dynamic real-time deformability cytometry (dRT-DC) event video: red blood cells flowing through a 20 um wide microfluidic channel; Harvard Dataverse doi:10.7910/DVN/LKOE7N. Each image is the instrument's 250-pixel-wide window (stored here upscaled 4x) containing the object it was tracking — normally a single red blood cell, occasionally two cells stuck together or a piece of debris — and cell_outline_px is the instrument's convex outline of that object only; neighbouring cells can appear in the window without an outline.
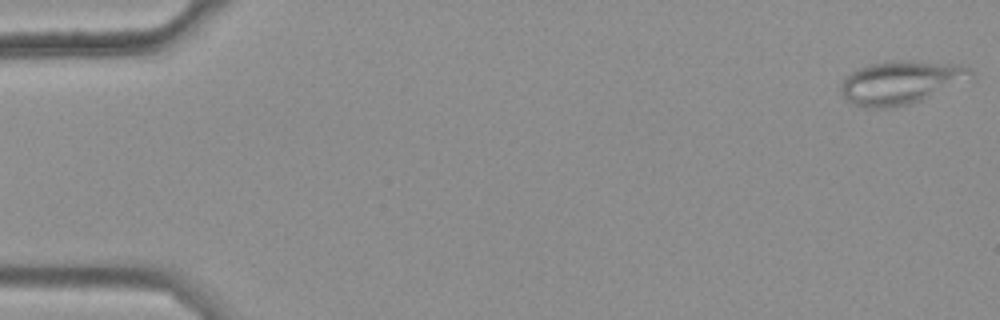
{"species": "common noctule bat (a hibernating species)", "species_latin": "Nyctalus noctula", "temperature_condition": "warm", "stored_images_in_passage": 49, "camera_frame_rate_fps": 3000, "um_per_image_px": 0.085, "animal": {"sex": "female", "body_mass_g": 25.1}, "frame": {"image": 1, "passage_image": 1, "time_ms": 0.0, "image_size_px": [1000, 320], "cell_outline_px": [[972, 76], [920, 100], [908, 104], [888, 108], [864, 108], [848, 100], [840, 92], [840, 84], [852, 72], [868, 64], [888, 60], [912, 60], [960, 64], [968, 68], [972, 72]], "centroid_in_image_um": [76.5, 6.98], "position_along_channel_um": 8.5, "area_um2": 32.19}}
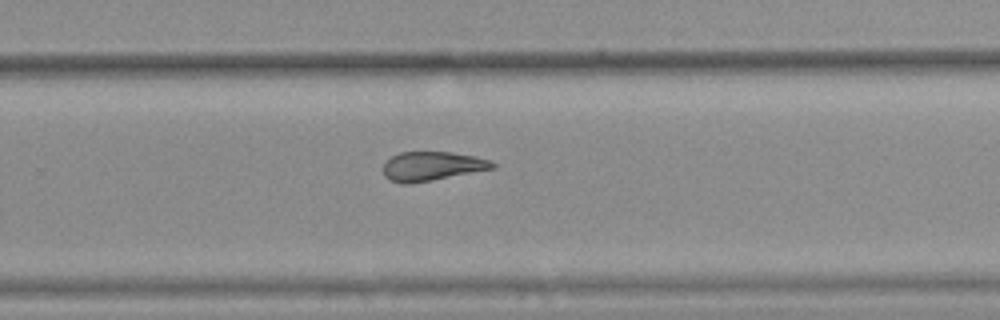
{"frame": {"image": 2, "passage_image": 36, "time_ms": 11.667, "image_size_px": [1000, 320], "cell_outline_px": [[496, 168], [432, 180], [408, 184], [404, 184], [388, 180], [384, 176], [384, 164], [392, 156], [400, 152], [452, 152], [476, 156], [492, 160], [496, 164]], "centroid_in_image_um": [36.75, 14.12], "position_along_channel_um": 293.0, "area_um2": 18.61}}
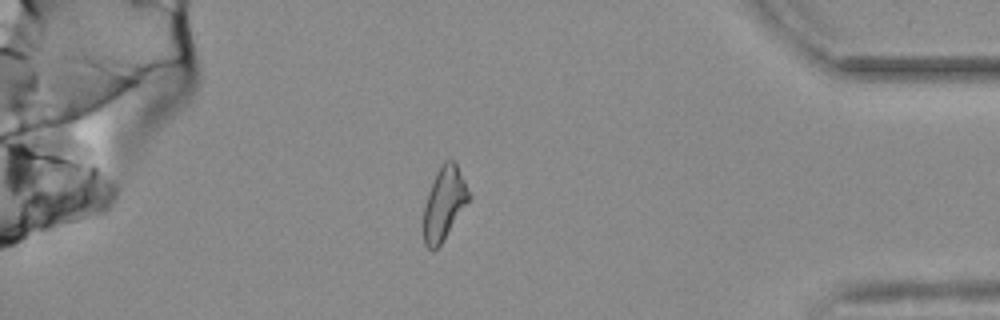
{"frame": {"image": 3, "passage_image": 47, "time_ms": 15.333, "image_size_px": [1000, 320], "cell_outline_px": [[472, 196], [444, 240], [432, 252], [424, 244], [424, 208], [428, 192], [432, 180], [436, 172], [444, 160], [452, 160], [456, 164]], "centroid_in_image_um": [37.75, 17.3], "position_along_channel_um": 397.4, "area_um2": 19.19}, "authors_computed_cell_mechanics": {"area_um2": 19.7676, "velocity_mm_per_s": 3.6943, "shape_relaxation_time_tau1_ms": null, "shape_relaxation_time_tau2_ms": 3.9994, "deformation_change_tau1": null, "deformation_change_tau2": 0.1401}}